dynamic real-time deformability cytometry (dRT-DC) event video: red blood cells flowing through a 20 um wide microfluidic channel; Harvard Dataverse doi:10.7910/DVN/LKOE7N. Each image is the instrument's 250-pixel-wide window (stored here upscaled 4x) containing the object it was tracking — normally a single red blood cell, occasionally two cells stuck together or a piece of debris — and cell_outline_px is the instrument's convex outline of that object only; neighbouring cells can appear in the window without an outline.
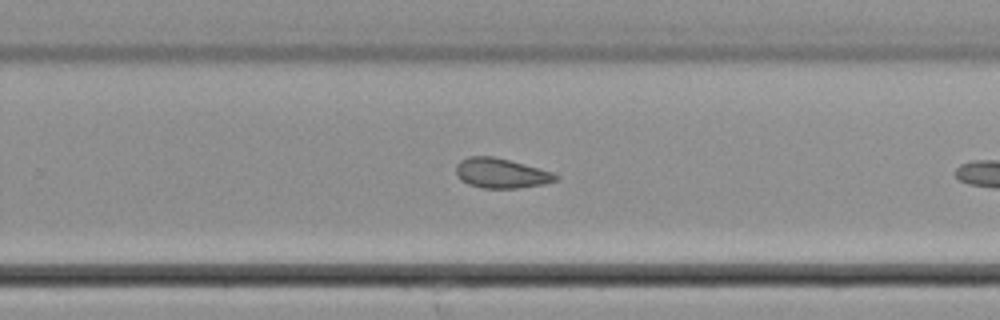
{"species": "common noctule bat (a hibernating species)", "species_latin": "Nyctalus noctula", "temperature_condition": "cold", "stored_images_in_passage": 15, "camera_frame_rate_fps": 3000, "um_per_image_px": 0.085, "animal": {"sex": "male", "body_mass_g": 21.5, "forearm_length_mm": 52.0}, "frame": {"image": 1, "passage_image": 15, "time_ms": 4.667, "image_size_px": [1000, 320], "cell_outline_px": [[560, 176], [556, 180], [544, 184], [520, 188], [480, 188], [468, 184], [460, 180], [456, 176], [456, 164], [460, 160], [468, 156], [492, 156], [524, 164], [552, 172]], "centroid_in_image_um": [42.55, 14.73], "position_along_channel_um": 287.2, "area_um2": 17.4}}